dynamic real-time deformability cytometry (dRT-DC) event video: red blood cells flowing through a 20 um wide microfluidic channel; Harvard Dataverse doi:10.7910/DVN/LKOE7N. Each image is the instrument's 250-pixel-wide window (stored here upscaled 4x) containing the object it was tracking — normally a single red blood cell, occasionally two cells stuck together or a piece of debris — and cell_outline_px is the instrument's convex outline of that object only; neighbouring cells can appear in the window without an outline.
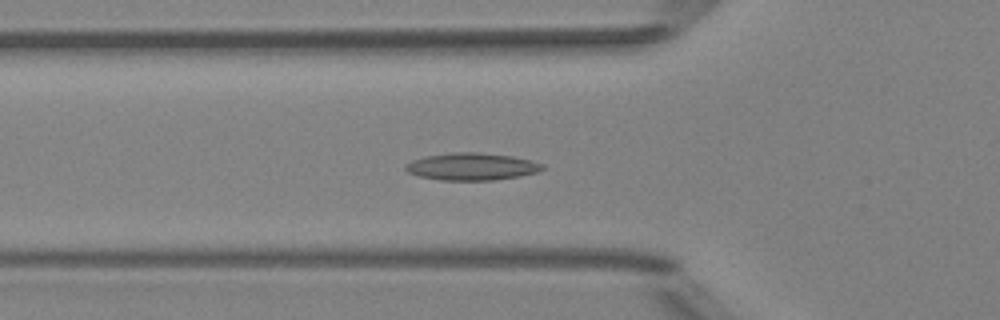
{"species": "Egyptian fruit bat (a non-hibernating species)", "species_latin": "Rousettus aegyptiacus", "temperature_condition": "room temperature", "stored_images_in_passage": 51, "camera_frame_rate_fps": 3000, "um_per_image_px": 0.085, "animal": {"sex": "female"}, "frame": {"image": 1, "passage_image": 18, "time_ms": 5.667, "image_size_px": [1000, 320], "cell_outline_px": [[544, 168], [536, 172], [520, 176], [492, 180], [440, 180], [420, 176], [408, 172], [404, 168], [412, 160], [424, 156], [452, 152], [480, 152], [512, 156], [532, 160], [544, 164]], "centroid_in_image_um": [40.11, 14.15], "position_along_channel_um": 85.7, "area_um2": 21.73}}
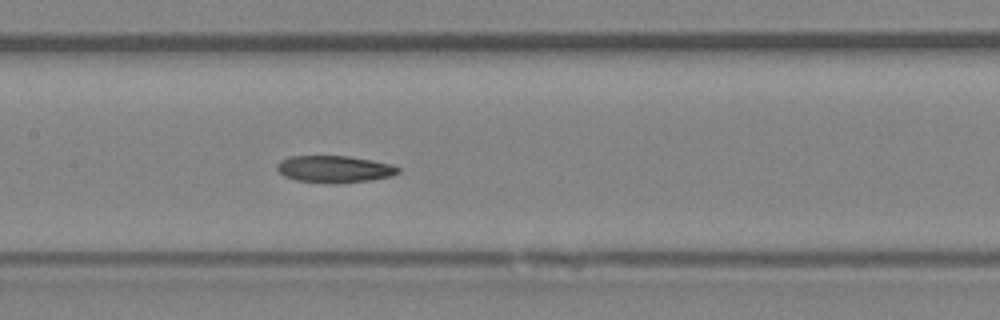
{"frame": {"image": 2, "passage_image": 25, "time_ms": 8.0, "image_size_px": [1000, 320], "cell_outline_px": [[400, 172], [392, 176], [372, 180], [296, 180], [284, 176], [276, 168], [276, 164], [280, 160], [288, 156], [348, 156], [372, 160], [392, 164], [400, 168]], "centroid_in_image_um": [28.43, 14.31], "position_along_channel_um": 179.0, "area_um2": 18.15}}
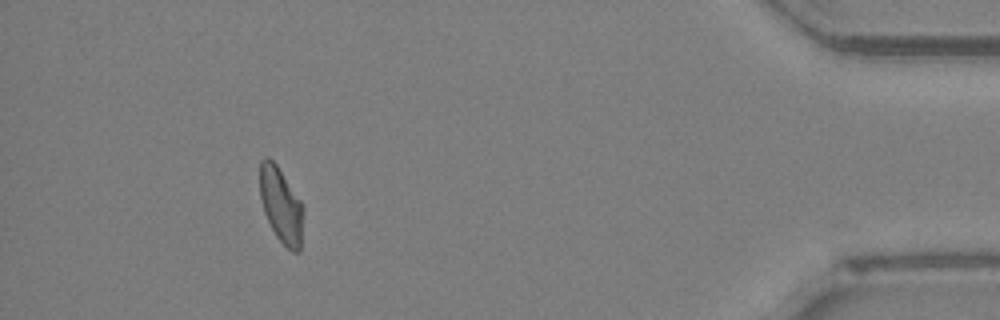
{"frame": {"image": 3, "passage_image": 47, "time_ms": 15.333, "image_size_px": [1000, 320], "cell_outline_px": [[304, 208], [300, 252], [292, 252], [276, 236], [264, 212], [260, 200], [260, 160], [264, 156], [268, 156], [276, 164], [300, 200]], "centroid_in_image_um": [23.89, 17.43], "position_along_channel_um": 411.3, "area_um2": 19.02}, "authors_computed_cell_mechanics": {"area_um2": 19.1896, "velocity_mm_per_s": 3.9945, "shape_relaxation_time_tau1_ms": null, "shape_relaxation_time_tau2_ms": 2.9539, "deformation_change_tau1": null, "deformation_change_tau2": 0.0792}}